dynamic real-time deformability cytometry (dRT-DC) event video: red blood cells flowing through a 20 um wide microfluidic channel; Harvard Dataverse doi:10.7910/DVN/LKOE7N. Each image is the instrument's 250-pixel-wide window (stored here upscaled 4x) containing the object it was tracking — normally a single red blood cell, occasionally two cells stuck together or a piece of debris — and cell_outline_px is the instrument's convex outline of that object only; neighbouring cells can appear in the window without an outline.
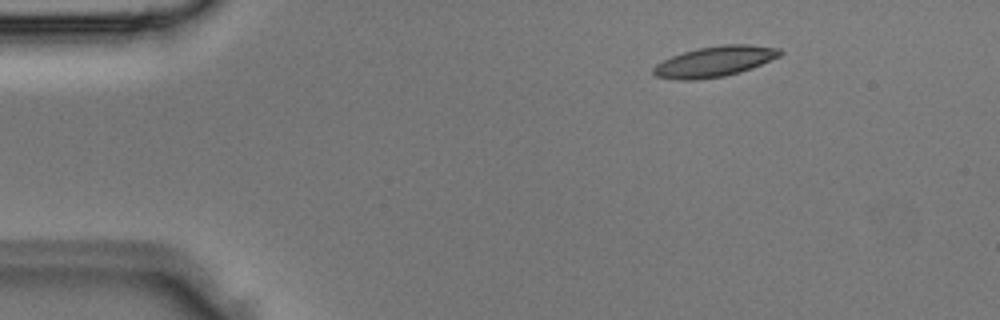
{"species": "Egyptian fruit bat (a non-hibernating species)", "species_latin": "Rousettus aegyptiacus", "temperature_condition": "room temperature", "stored_images_in_passage": 2, "camera_frame_rate_fps": 3000, "um_per_image_px": 0.085, "animal": {"sex": "male"}, "frame": {"image": 1, "passage_image": 1, "time_ms": 0.0, "image_size_px": [1000, 320], "cell_outline_px": [[784, 52], [780, 56], [752, 68], [740, 72], [724, 76], [696, 80], [676, 80], [656, 76], [652, 72], [652, 68], [656, 64], [672, 56], [684, 52], [700, 48], [720, 44], [748, 44], [780, 48]], "centroid_in_image_um": [60.76, 5.23], "position_along_channel_um": 24.2, "area_um2": 22.54}}